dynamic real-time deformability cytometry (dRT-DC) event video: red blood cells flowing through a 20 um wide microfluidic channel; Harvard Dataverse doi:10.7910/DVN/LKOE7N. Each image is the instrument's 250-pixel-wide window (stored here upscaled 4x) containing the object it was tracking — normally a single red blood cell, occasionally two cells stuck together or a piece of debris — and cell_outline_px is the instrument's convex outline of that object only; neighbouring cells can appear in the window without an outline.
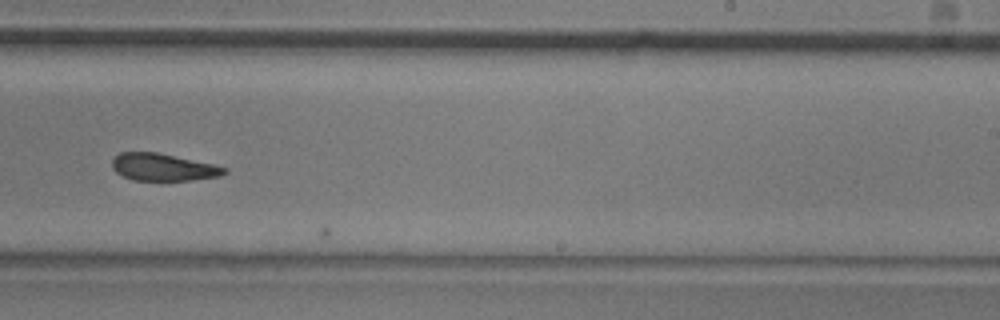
{"species": "common noctule bat (a hibernating species)", "species_latin": "Nyctalus noctula", "temperature_condition": "room temperature", "stored_images_in_passage": 11, "camera_frame_rate_fps": 3000, "um_per_image_px": 0.085, "animal": {"sex": "male", "body_mass_g": 20.5, "forearm_length_mm": 52.5}, "frame": {"image": 1, "passage_image": 10, "time_ms": 3.0, "image_size_px": [1000, 320], "cell_outline_px": [[228, 172], [220, 176], [192, 180], [132, 180], [116, 172], [112, 168], [112, 160], [120, 152], [156, 152], [212, 164], [228, 168]], "centroid_in_image_um": [13.86, 14.21], "position_along_channel_um": 275.1, "area_um2": 17.69}}